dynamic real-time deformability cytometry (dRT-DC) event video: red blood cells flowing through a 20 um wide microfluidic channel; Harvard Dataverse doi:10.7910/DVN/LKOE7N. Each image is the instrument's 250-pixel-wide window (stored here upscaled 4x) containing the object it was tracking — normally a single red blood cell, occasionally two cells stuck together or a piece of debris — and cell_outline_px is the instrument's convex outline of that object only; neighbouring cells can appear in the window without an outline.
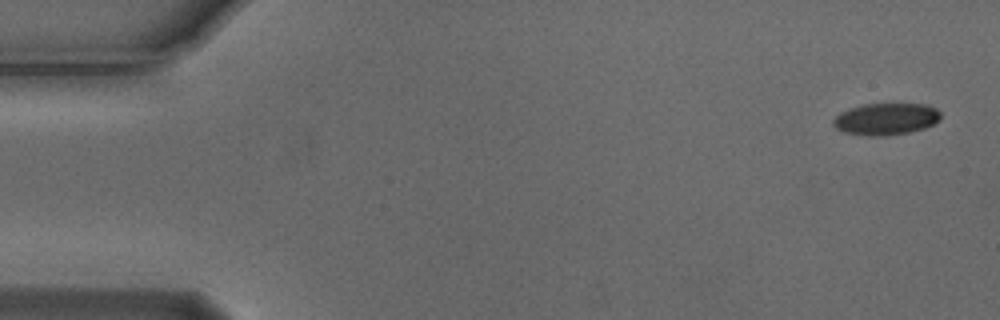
{"species": "Egyptian fruit bat (a non-hibernating species)", "species_latin": "Rousettus aegyptiacus", "temperature_condition": "cold", "stored_images_in_passage": 3, "camera_frame_rate_fps": 3000, "um_per_image_px": 0.085, "animal": {"sex": "male"}, "frame": {"image": 1, "passage_image": 1, "time_ms": 0.0, "image_size_px": [1000, 320], "cell_outline_px": [[940, 120], [924, 128], [908, 132], [884, 136], [872, 136], [844, 132], [836, 128], [832, 124], [832, 120], [840, 112], [848, 108], [864, 104], [928, 104], [936, 108], [940, 112]], "centroid_in_image_um": [75.29, 10.1], "position_along_channel_um": 9.7, "area_um2": 19.94}}